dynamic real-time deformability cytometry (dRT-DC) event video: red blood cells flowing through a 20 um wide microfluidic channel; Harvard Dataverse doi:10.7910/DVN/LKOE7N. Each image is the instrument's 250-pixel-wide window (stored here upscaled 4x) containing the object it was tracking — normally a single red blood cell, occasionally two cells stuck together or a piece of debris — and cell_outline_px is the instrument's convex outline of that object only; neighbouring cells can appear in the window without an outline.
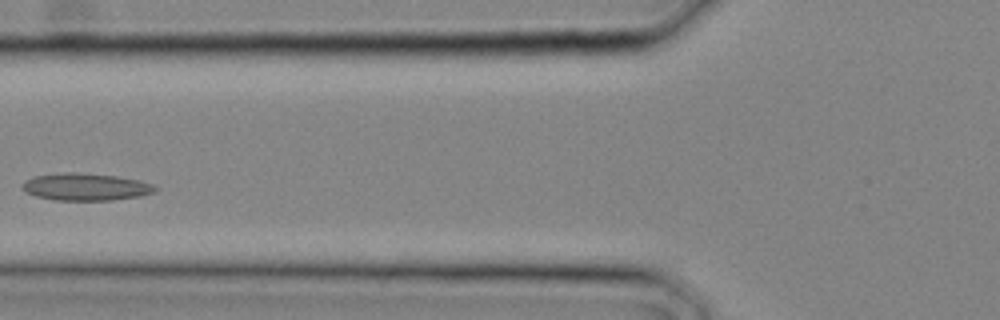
{"species": "common noctule bat (a hibernating species)", "species_latin": "Nyctalus noctula", "temperature_condition": "cold", "stored_images_in_passage": 9, "camera_frame_rate_fps": 3000, "um_per_image_px": 0.085, "animal": {"sex": "male", "body_mass_g": 20.4}, "frame": {"image": 1, "passage_image": 8, "time_ms": 2.333, "image_size_px": [1000, 320], "cell_outline_px": [[160, 188], [156, 192], [140, 196], [112, 200], [56, 200], [36, 196], [24, 192], [24, 180], [32, 176], [64, 172], [76, 172], [116, 176], [136, 180], [152, 184]], "centroid_in_image_um": [7.29, 15.88], "position_along_channel_um": 118.5, "area_um2": 21.1}}